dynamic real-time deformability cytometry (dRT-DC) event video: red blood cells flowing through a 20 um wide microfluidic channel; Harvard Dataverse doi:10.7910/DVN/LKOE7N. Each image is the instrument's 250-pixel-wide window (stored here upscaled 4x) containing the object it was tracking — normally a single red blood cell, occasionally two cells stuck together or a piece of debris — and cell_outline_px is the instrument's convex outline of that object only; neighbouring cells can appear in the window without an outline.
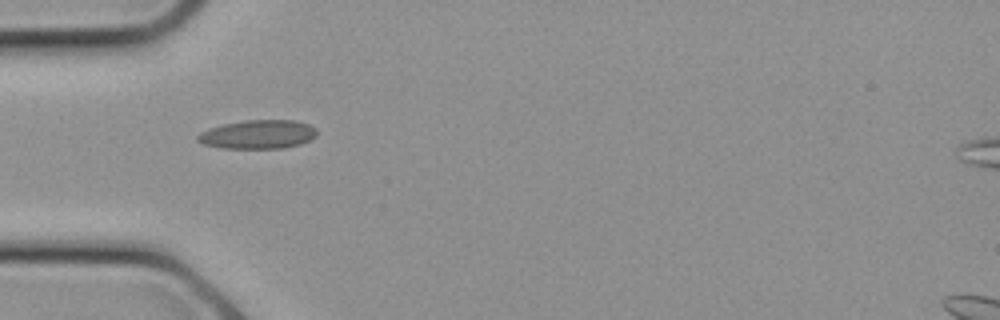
{"species": "common noctule bat (a hibernating species)", "species_latin": "Nyctalus noctula", "temperature_condition": "cold", "stored_images_in_passage": 7, "camera_frame_rate_fps": 3000, "um_per_image_px": 0.085, "animal": {"sex": "female", "body_mass_g": 21.9}, "frame": {"image": 1, "passage_image": 1, "time_ms": 0.0, "image_size_px": [1000, 320], "cell_outline_px": [[316, 136], [312, 140], [300, 144], [284, 148], [220, 148], [204, 144], [196, 140], [196, 136], [200, 132], [208, 128], [224, 124], [244, 120], [296, 120], [308, 124], [316, 128]], "centroid_in_image_um": [21.93, 11.42], "position_along_channel_um": 63.1, "area_um2": 20.17}}
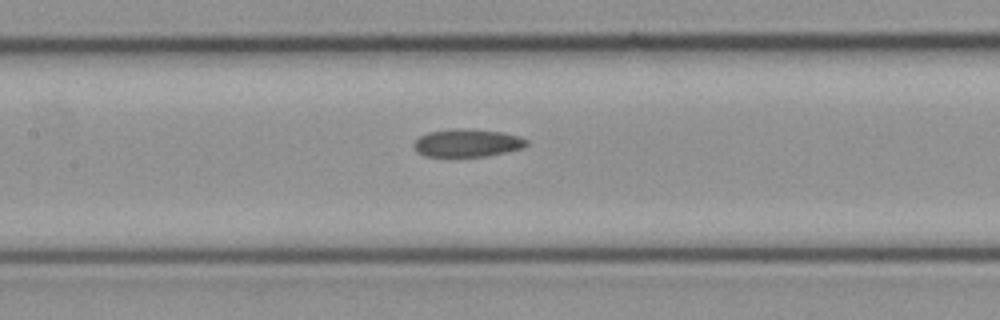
{"frame": {"image": 2, "passage_image": 5, "time_ms": 1.333, "image_size_px": [1000, 320], "cell_outline_px": [[528, 144], [524, 148], [508, 152], [484, 156], [424, 156], [416, 152], [412, 144], [420, 136], [428, 132], [452, 128], [468, 128], [504, 132], [520, 136], [528, 140]], "centroid_in_image_um": [39.73, 12.14], "position_along_channel_um": 167.7, "area_um2": 18.61}}
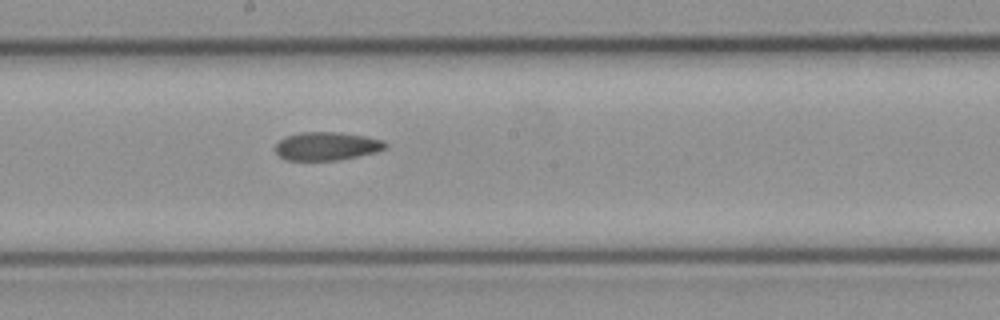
{"frame": {"image": 3, "passage_image": 7, "time_ms": 2.0, "image_size_px": [1000, 320], "cell_outline_px": [[388, 148], [376, 152], [340, 160], [284, 160], [276, 152], [276, 144], [280, 140], [288, 136], [300, 132], [336, 132], [364, 136], [384, 140], [388, 144]], "centroid_in_image_um": [27.81, 12.43], "position_along_channel_um": 220.4, "area_um2": 18.15}}